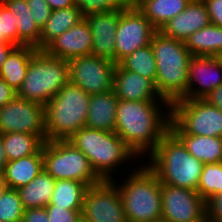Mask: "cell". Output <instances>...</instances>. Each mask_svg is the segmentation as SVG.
<instances>
[{"label": "cell", "mask_w": 222, "mask_h": 222, "mask_svg": "<svg viewBox=\"0 0 222 222\" xmlns=\"http://www.w3.org/2000/svg\"><path fill=\"white\" fill-rule=\"evenodd\" d=\"M17 96V91L0 77V107L6 105Z\"/></svg>", "instance_id": "cell-41"}, {"label": "cell", "mask_w": 222, "mask_h": 222, "mask_svg": "<svg viewBox=\"0 0 222 222\" xmlns=\"http://www.w3.org/2000/svg\"><path fill=\"white\" fill-rule=\"evenodd\" d=\"M9 132L39 135L47 141L44 105L16 96L0 107V134Z\"/></svg>", "instance_id": "cell-13"}, {"label": "cell", "mask_w": 222, "mask_h": 222, "mask_svg": "<svg viewBox=\"0 0 222 222\" xmlns=\"http://www.w3.org/2000/svg\"><path fill=\"white\" fill-rule=\"evenodd\" d=\"M149 222H170L169 220L164 219L163 217L151 220Z\"/></svg>", "instance_id": "cell-48"}, {"label": "cell", "mask_w": 222, "mask_h": 222, "mask_svg": "<svg viewBox=\"0 0 222 222\" xmlns=\"http://www.w3.org/2000/svg\"><path fill=\"white\" fill-rule=\"evenodd\" d=\"M82 19L84 17L76 6L52 11L46 24L41 28L39 50H44L53 40Z\"/></svg>", "instance_id": "cell-24"}, {"label": "cell", "mask_w": 222, "mask_h": 222, "mask_svg": "<svg viewBox=\"0 0 222 222\" xmlns=\"http://www.w3.org/2000/svg\"><path fill=\"white\" fill-rule=\"evenodd\" d=\"M56 180L42 170L30 183L18 188L24 209L46 207L53 194Z\"/></svg>", "instance_id": "cell-27"}, {"label": "cell", "mask_w": 222, "mask_h": 222, "mask_svg": "<svg viewBox=\"0 0 222 222\" xmlns=\"http://www.w3.org/2000/svg\"><path fill=\"white\" fill-rule=\"evenodd\" d=\"M118 100L113 90L90 95L85 127L114 132Z\"/></svg>", "instance_id": "cell-20"}, {"label": "cell", "mask_w": 222, "mask_h": 222, "mask_svg": "<svg viewBox=\"0 0 222 222\" xmlns=\"http://www.w3.org/2000/svg\"><path fill=\"white\" fill-rule=\"evenodd\" d=\"M162 214L170 222H207L206 201L197 191L161 184Z\"/></svg>", "instance_id": "cell-14"}, {"label": "cell", "mask_w": 222, "mask_h": 222, "mask_svg": "<svg viewBox=\"0 0 222 222\" xmlns=\"http://www.w3.org/2000/svg\"><path fill=\"white\" fill-rule=\"evenodd\" d=\"M69 82L89 95L113 90V75L116 63L93 54L68 61Z\"/></svg>", "instance_id": "cell-10"}, {"label": "cell", "mask_w": 222, "mask_h": 222, "mask_svg": "<svg viewBox=\"0 0 222 222\" xmlns=\"http://www.w3.org/2000/svg\"><path fill=\"white\" fill-rule=\"evenodd\" d=\"M203 99L222 111V84L211 91Z\"/></svg>", "instance_id": "cell-42"}, {"label": "cell", "mask_w": 222, "mask_h": 222, "mask_svg": "<svg viewBox=\"0 0 222 222\" xmlns=\"http://www.w3.org/2000/svg\"><path fill=\"white\" fill-rule=\"evenodd\" d=\"M49 222H75L81 215V211L67 210L55 205L46 207Z\"/></svg>", "instance_id": "cell-37"}, {"label": "cell", "mask_w": 222, "mask_h": 222, "mask_svg": "<svg viewBox=\"0 0 222 222\" xmlns=\"http://www.w3.org/2000/svg\"><path fill=\"white\" fill-rule=\"evenodd\" d=\"M170 121L168 101L118 100L114 132L144 161L169 131Z\"/></svg>", "instance_id": "cell-1"}, {"label": "cell", "mask_w": 222, "mask_h": 222, "mask_svg": "<svg viewBox=\"0 0 222 222\" xmlns=\"http://www.w3.org/2000/svg\"><path fill=\"white\" fill-rule=\"evenodd\" d=\"M43 168L55 180H76L88 187L102 181L94 172L86 155L69 140L44 142Z\"/></svg>", "instance_id": "cell-8"}, {"label": "cell", "mask_w": 222, "mask_h": 222, "mask_svg": "<svg viewBox=\"0 0 222 222\" xmlns=\"http://www.w3.org/2000/svg\"><path fill=\"white\" fill-rule=\"evenodd\" d=\"M145 164L156 174L161 184L194 191H197L204 166L170 130L145 158Z\"/></svg>", "instance_id": "cell-3"}, {"label": "cell", "mask_w": 222, "mask_h": 222, "mask_svg": "<svg viewBox=\"0 0 222 222\" xmlns=\"http://www.w3.org/2000/svg\"><path fill=\"white\" fill-rule=\"evenodd\" d=\"M16 46L12 43H0V68L4 61L6 60L9 53L15 48Z\"/></svg>", "instance_id": "cell-44"}, {"label": "cell", "mask_w": 222, "mask_h": 222, "mask_svg": "<svg viewBox=\"0 0 222 222\" xmlns=\"http://www.w3.org/2000/svg\"><path fill=\"white\" fill-rule=\"evenodd\" d=\"M206 5L210 23L222 27V0H203Z\"/></svg>", "instance_id": "cell-39"}, {"label": "cell", "mask_w": 222, "mask_h": 222, "mask_svg": "<svg viewBox=\"0 0 222 222\" xmlns=\"http://www.w3.org/2000/svg\"><path fill=\"white\" fill-rule=\"evenodd\" d=\"M8 163L7 154L3 145L2 134H0V173L3 172L5 165Z\"/></svg>", "instance_id": "cell-45"}, {"label": "cell", "mask_w": 222, "mask_h": 222, "mask_svg": "<svg viewBox=\"0 0 222 222\" xmlns=\"http://www.w3.org/2000/svg\"><path fill=\"white\" fill-rule=\"evenodd\" d=\"M74 2L84 18L100 12L124 10L128 6L127 0H74Z\"/></svg>", "instance_id": "cell-34"}, {"label": "cell", "mask_w": 222, "mask_h": 222, "mask_svg": "<svg viewBox=\"0 0 222 222\" xmlns=\"http://www.w3.org/2000/svg\"><path fill=\"white\" fill-rule=\"evenodd\" d=\"M14 15L18 32V46L30 45L39 50L41 28L32 18L27 0L1 1Z\"/></svg>", "instance_id": "cell-22"}, {"label": "cell", "mask_w": 222, "mask_h": 222, "mask_svg": "<svg viewBox=\"0 0 222 222\" xmlns=\"http://www.w3.org/2000/svg\"><path fill=\"white\" fill-rule=\"evenodd\" d=\"M13 13L0 1V37L18 46V32Z\"/></svg>", "instance_id": "cell-35"}, {"label": "cell", "mask_w": 222, "mask_h": 222, "mask_svg": "<svg viewBox=\"0 0 222 222\" xmlns=\"http://www.w3.org/2000/svg\"><path fill=\"white\" fill-rule=\"evenodd\" d=\"M209 24V14L203 0H191L180 14L159 31L166 37L185 42L190 35Z\"/></svg>", "instance_id": "cell-19"}, {"label": "cell", "mask_w": 222, "mask_h": 222, "mask_svg": "<svg viewBox=\"0 0 222 222\" xmlns=\"http://www.w3.org/2000/svg\"><path fill=\"white\" fill-rule=\"evenodd\" d=\"M173 134L222 137V111L204 99H179L171 104Z\"/></svg>", "instance_id": "cell-9"}, {"label": "cell", "mask_w": 222, "mask_h": 222, "mask_svg": "<svg viewBox=\"0 0 222 222\" xmlns=\"http://www.w3.org/2000/svg\"><path fill=\"white\" fill-rule=\"evenodd\" d=\"M81 217L88 222H127L119 189L113 181H101L85 192Z\"/></svg>", "instance_id": "cell-11"}, {"label": "cell", "mask_w": 222, "mask_h": 222, "mask_svg": "<svg viewBox=\"0 0 222 222\" xmlns=\"http://www.w3.org/2000/svg\"><path fill=\"white\" fill-rule=\"evenodd\" d=\"M150 0H127L128 6L132 8H140L145 2Z\"/></svg>", "instance_id": "cell-46"}, {"label": "cell", "mask_w": 222, "mask_h": 222, "mask_svg": "<svg viewBox=\"0 0 222 222\" xmlns=\"http://www.w3.org/2000/svg\"><path fill=\"white\" fill-rule=\"evenodd\" d=\"M222 84V57L192 56L188 64L187 94L182 99H203Z\"/></svg>", "instance_id": "cell-15"}, {"label": "cell", "mask_w": 222, "mask_h": 222, "mask_svg": "<svg viewBox=\"0 0 222 222\" xmlns=\"http://www.w3.org/2000/svg\"><path fill=\"white\" fill-rule=\"evenodd\" d=\"M156 32L138 8L127 6L121 10L115 36V63L118 64L138 48L149 45Z\"/></svg>", "instance_id": "cell-12"}, {"label": "cell", "mask_w": 222, "mask_h": 222, "mask_svg": "<svg viewBox=\"0 0 222 222\" xmlns=\"http://www.w3.org/2000/svg\"><path fill=\"white\" fill-rule=\"evenodd\" d=\"M184 44L192 56L222 57V27L210 23L190 35Z\"/></svg>", "instance_id": "cell-26"}, {"label": "cell", "mask_w": 222, "mask_h": 222, "mask_svg": "<svg viewBox=\"0 0 222 222\" xmlns=\"http://www.w3.org/2000/svg\"><path fill=\"white\" fill-rule=\"evenodd\" d=\"M207 222H222V192L206 202Z\"/></svg>", "instance_id": "cell-38"}, {"label": "cell", "mask_w": 222, "mask_h": 222, "mask_svg": "<svg viewBox=\"0 0 222 222\" xmlns=\"http://www.w3.org/2000/svg\"><path fill=\"white\" fill-rule=\"evenodd\" d=\"M92 34L86 19L65 31L53 40L44 51L53 57L71 60L91 54Z\"/></svg>", "instance_id": "cell-16"}, {"label": "cell", "mask_w": 222, "mask_h": 222, "mask_svg": "<svg viewBox=\"0 0 222 222\" xmlns=\"http://www.w3.org/2000/svg\"><path fill=\"white\" fill-rule=\"evenodd\" d=\"M156 61L155 88L170 104L187 94L188 64L191 53L183 41L164 36L157 31L150 43Z\"/></svg>", "instance_id": "cell-5"}, {"label": "cell", "mask_w": 222, "mask_h": 222, "mask_svg": "<svg viewBox=\"0 0 222 222\" xmlns=\"http://www.w3.org/2000/svg\"><path fill=\"white\" fill-rule=\"evenodd\" d=\"M52 11L75 6L74 0H46Z\"/></svg>", "instance_id": "cell-43"}, {"label": "cell", "mask_w": 222, "mask_h": 222, "mask_svg": "<svg viewBox=\"0 0 222 222\" xmlns=\"http://www.w3.org/2000/svg\"><path fill=\"white\" fill-rule=\"evenodd\" d=\"M6 188H7V185L5 184L3 174L0 173V196L3 194Z\"/></svg>", "instance_id": "cell-47"}, {"label": "cell", "mask_w": 222, "mask_h": 222, "mask_svg": "<svg viewBox=\"0 0 222 222\" xmlns=\"http://www.w3.org/2000/svg\"><path fill=\"white\" fill-rule=\"evenodd\" d=\"M21 222H49L46 208L25 209Z\"/></svg>", "instance_id": "cell-40"}, {"label": "cell", "mask_w": 222, "mask_h": 222, "mask_svg": "<svg viewBox=\"0 0 222 222\" xmlns=\"http://www.w3.org/2000/svg\"><path fill=\"white\" fill-rule=\"evenodd\" d=\"M2 138L8 162L36 154L45 142L39 135L20 132L2 134Z\"/></svg>", "instance_id": "cell-30"}, {"label": "cell", "mask_w": 222, "mask_h": 222, "mask_svg": "<svg viewBox=\"0 0 222 222\" xmlns=\"http://www.w3.org/2000/svg\"><path fill=\"white\" fill-rule=\"evenodd\" d=\"M27 3L31 10L32 18L42 28L49 19L52 9L46 0H27Z\"/></svg>", "instance_id": "cell-36"}, {"label": "cell", "mask_w": 222, "mask_h": 222, "mask_svg": "<svg viewBox=\"0 0 222 222\" xmlns=\"http://www.w3.org/2000/svg\"><path fill=\"white\" fill-rule=\"evenodd\" d=\"M75 222H88L85 219H83L81 216L75 221Z\"/></svg>", "instance_id": "cell-49"}, {"label": "cell", "mask_w": 222, "mask_h": 222, "mask_svg": "<svg viewBox=\"0 0 222 222\" xmlns=\"http://www.w3.org/2000/svg\"><path fill=\"white\" fill-rule=\"evenodd\" d=\"M0 43H9L4 37H0Z\"/></svg>", "instance_id": "cell-50"}, {"label": "cell", "mask_w": 222, "mask_h": 222, "mask_svg": "<svg viewBox=\"0 0 222 222\" xmlns=\"http://www.w3.org/2000/svg\"><path fill=\"white\" fill-rule=\"evenodd\" d=\"M191 0H150L139 10L159 31L169 20L180 14Z\"/></svg>", "instance_id": "cell-29"}, {"label": "cell", "mask_w": 222, "mask_h": 222, "mask_svg": "<svg viewBox=\"0 0 222 222\" xmlns=\"http://www.w3.org/2000/svg\"><path fill=\"white\" fill-rule=\"evenodd\" d=\"M186 150L204 164L222 162V137L174 134Z\"/></svg>", "instance_id": "cell-25"}, {"label": "cell", "mask_w": 222, "mask_h": 222, "mask_svg": "<svg viewBox=\"0 0 222 222\" xmlns=\"http://www.w3.org/2000/svg\"><path fill=\"white\" fill-rule=\"evenodd\" d=\"M113 91L119 100L167 101L157 93L154 83L138 73L127 71L116 64Z\"/></svg>", "instance_id": "cell-18"}, {"label": "cell", "mask_w": 222, "mask_h": 222, "mask_svg": "<svg viewBox=\"0 0 222 222\" xmlns=\"http://www.w3.org/2000/svg\"><path fill=\"white\" fill-rule=\"evenodd\" d=\"M68 140L86 155L103 181H112L119 170L125 171V167L121 168L124 164L140 161L116 132L82 127Z\"/></svg>", "instance_id": "cell-2"}, {"label": "cell", "mask_w": 222, "mask_h": 222, "mask_svg": "<svg viewBox=\"0 0 222 222\" xmlns=\"http://www.w3.org/2000/svg\"><path fill=\"white\" fill-rule=\"evenodd\" d=\"M24 210L18 190L7 187L0 196V222H21Z\"/></svg>", "instance_id": "cell-33"}, {"label": "cell", "mask_w": 222, "mask_h": 222, "mask_svg": "<svg viewBox=\"0 0 222 222\" xmlns=\"http://www.w3.org/2000/svg\"><path fill=\"white\" fill-rule=\"evenodd\" d=\"M121 10L107 11L85 17L92 34L91 54L115 62V36Z\"/></svg>", "instance_id": "cell-17"}, {"label": "cell", "mask_w": 222, "mask_h": 222, "mask_svg": "<svg viewBox=\"0 0 222 222\" xmlns=\"http://www.w3.org/2000/svg\"><path fill=\"white\" fill-rule=\"evenodd\" d=\"M90 95L68 82L44 106L47 141L68 140L85 127Z\"/></svg>", "instance_id": "cell-6"}, {"label": "cell", "mask_w": 222, "mask_h": 222, "mask_svg": "<svg viewBox=\"0 0 222 222\" xmlns=\"http://www.w3.org/2000/svg\"><path fill=\"white\" fill-rule=\"evenodd\" d=\"M37 49L30 45L16 46L0 68V77L14 90L21 87L29 62Z\"/></svg>", "instance_id": "cell-23"}, {"label": "cell", "mask_w": 222, "mask_h": 222, "mask_svg": "<svg viewBox=\"0 0 222 222\" xmlns=\"http://www.w3.org/2000/svg\"><path fill=\"white\" fill-rule=\"evenodd\" d=\"M87 188L85 183L76 180H56L48 205L81 211Z\"/></svg>", "instance_id": "cell-28"}, {"label": "cell", "mask_w": 222, "mask_h": 222, "mask_svg": "<svg viewBox=\"0 0 222 222\" xmlns=\"http://www.w3.org/2000/svg\"><path fill=\"white\" fill-rule=\"evenodd\" d=\"M69 82L68 60L37 50L30 62L17 96L46 105Z\"/></svg>", "instance_id": "cell-7"}, {"label": "cell", "mask_w": 222, "mask_h": 222, "mask_svg": "<svg viewBox=\"0 0 222 222\" xmlns=\"http://www.w3.org/2000/svg\"><path fill=\"white\" fill-rule=\"evenodd\" d=\"M118 64L123 69L138 73L150 79L155 84L157 68L154 52L150 44L138 48L132 54L122 59Z\"/></svg>", "instance_id": "cell-31"}, {"label": "cell", "mask_w": 222, "mask_h": 222, "mask_svg": "<svg viewBox=\"0 0 222 222\" xmlns=\"http://www.w3.org/2000/svg\"><path fill=\"white\" fill-rule=\"evenodd\" d=\"M197 192L206 202L222 192V162L204 164Z\"/></svg>", "instance_id": "cell-32"}, {"label": "cell", "mask_w": 222, "mask_h": 222, "mask_svg": "<svg viewBox=\"0 0 222 222\" xmlns=\"http://www.w3.org/2000/svg\"><path fill=\"white\" fill-rule=\"evenodd\" d=\"M42 170L43 146L36 154L9 161L2 174L8 188L18 189L33 181Z\"/></svg>", "instance_id": "cell-21"}, {"label": "cell", "mask_w": 222, "mask_h": 222, "mask_svg": "<svg viewBox=\"0 0 222 222\" xmlns=\"http://www.w3.org/2000/svg\"><path fill=\"white\" fill-rule=\"evenodd\" d=\"M140 163L120 176L119 182L112 180L122 197L127 222H149L162 214L161 182L144 161Z\"/></svg>", "instance_id": "cell-4"}]
</instances>
